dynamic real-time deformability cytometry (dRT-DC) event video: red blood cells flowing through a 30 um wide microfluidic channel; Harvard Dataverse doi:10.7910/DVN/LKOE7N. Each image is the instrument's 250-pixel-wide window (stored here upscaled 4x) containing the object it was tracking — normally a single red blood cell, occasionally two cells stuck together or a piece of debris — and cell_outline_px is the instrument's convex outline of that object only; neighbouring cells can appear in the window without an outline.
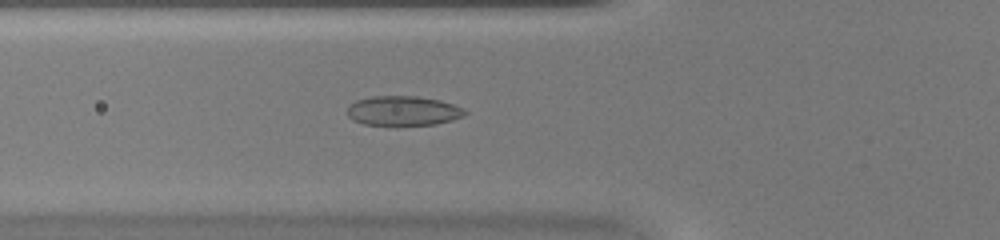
{"species": "common noctule bat (a hibernating species)", "species_latin": "Nyctalus noctula", "temperature_condition": "warm", "stored_images_in_passage": 45, "camera_frame_rate_fps": 3000, "um_per_image_px": 0.085, "animal": {"sex": "female", "body_mass_g": 20.0, "forearm_length_mm": 54.0}, "frame": {"image": 1, "passage_image": 17, "time_ms": 5.333, "image_size_px": [1000, 240], "cell_outline_px": [[468, 112], [464, 116], [452, 120], [436, 124], [364, 124], [352, 120], [348, 116], [348, 104], [356, 100], [372, 96], [416, 96], [440, 100], [464, 108]], "centroid_in_image_um": [34.27, 9.4], "position_along_channel_um": 91.5, "area_um2": 20.17}}
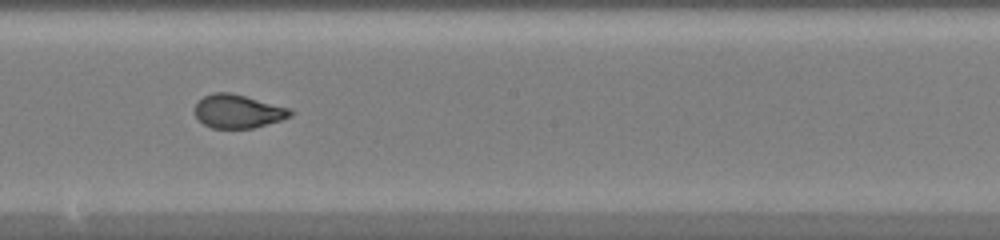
{"frame": {"image": 2, "passage_image": 26, "time_ms": 8.333, "image_size_px": [1000, 240], "cell_outline_px": [[292, 116], [280, 120], [252, 128], [212, 128], [204, 124], [196, 116], [196, 104], [204, 96], [212, 92], [232, 92], [292, 108]], "centroid_in_image_um": [20.26, 9.44], "position_along_channel_um": 227.9, "area_um2": 18.67}}
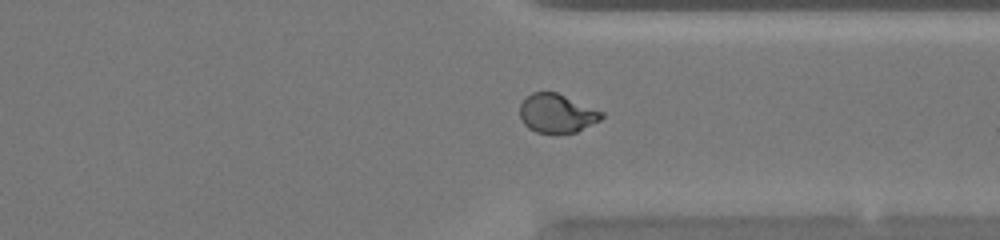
{"frame": {"image": 3, "passage_image": 35, "time_ms": 11.333, "image_size_px": [1000, 240], "cell_outline_px": [[604, 116], [600, 120], [576, 132], [536, 132], [528, 128], [524, 124], [520, 116], [520, 104], [532, 92], [556, 92], [604, 112]], "centroid_in_image_um": [47.33, 9.63], "position_along_channel_um": 364.1, "area_um2": 18.21}}